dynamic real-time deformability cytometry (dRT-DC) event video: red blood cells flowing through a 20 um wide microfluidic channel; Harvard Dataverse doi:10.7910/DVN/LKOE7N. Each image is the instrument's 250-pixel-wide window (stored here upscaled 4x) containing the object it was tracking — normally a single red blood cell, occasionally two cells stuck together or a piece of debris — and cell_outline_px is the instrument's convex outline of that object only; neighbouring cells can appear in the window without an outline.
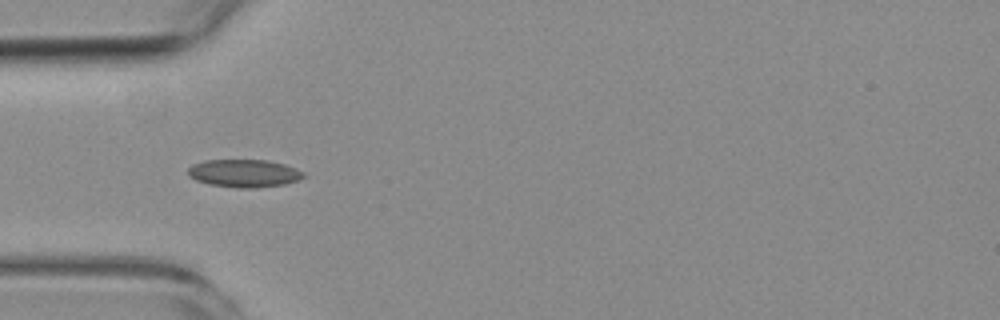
{"species": "common noctule bat (a hibernating species)", "species_latin": "Nyctalus noctula", "temperature_condition": "room temperature", "stored_images_in_passage": 8, "camera_frame_rate_fps": 3000, "um_per_image_px": 0.085, "animal": {"sex": "female", "body_mass_g": 19.3, "forearm_length_mm": 54.1}, "frame": {"image": 1, "passage_image": 3, "time_ms": 3.667, "image_size_px": [1000, 320], "cell_outline_px": [[308, 176], [284, 184], [256, 188], [236, 188], [208, 184], [196, 180], [188, 176], [188, 168], [192, 164], [204, 160], [268, 160], [284, 164], [296, 168], [304, 172]], "centroid_in_image_um": [20.74, 14.73], "position_along_channel_um": 64.3, "area_um2": 18.9}}
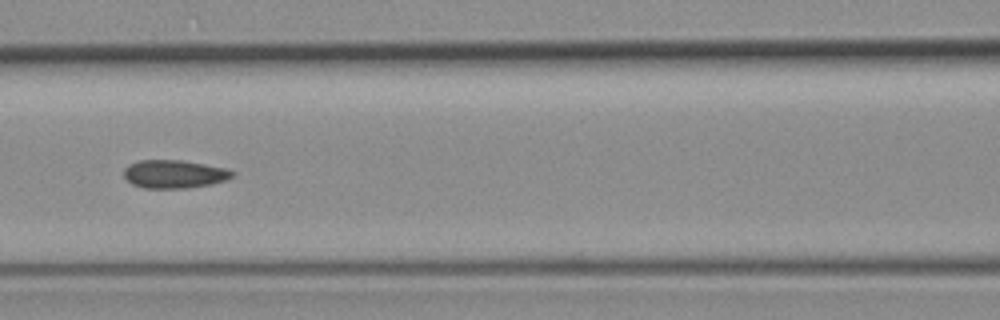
{"frame": {"image": 2, "passage_image": 5, "time_ms": 6.0, "image_size_px": [1000, 320], "cell_outline_px": [[236, 176], [212, 184], [188, 188], [144, 188], [132, 184], [124, 176], [124, 168], [128, 164], [140, 160], [184, 160], [228, 168], [236, 172]], "centroid_in_image_um": [14.85, 14.79], "position_along_channel_um": 151.7, "area_um2": 18.09}}
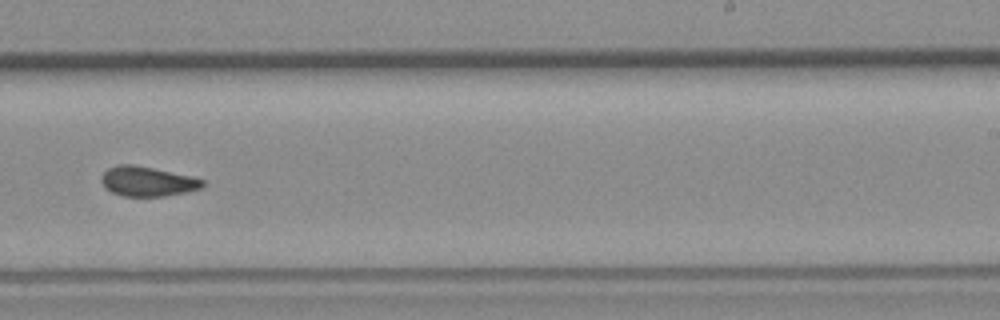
{"frame": {"image": 3, "passage_image": 8, "time_ms": 9.333, "image_size_px": [1000, 320], "cell_outline_px": [[204, 184], [200, 188], [188, 192], [164, 196], [124, 196], [112, 192], [104, 188], [100, 180], [100, 176], [108, 168], [116, 164], [132, 164], [192, 176], [204, 180]], "centroid_in_image_um": [12.49, 15.41], "position_along_channel_um": 276.5, "area_um2": 17.63}}